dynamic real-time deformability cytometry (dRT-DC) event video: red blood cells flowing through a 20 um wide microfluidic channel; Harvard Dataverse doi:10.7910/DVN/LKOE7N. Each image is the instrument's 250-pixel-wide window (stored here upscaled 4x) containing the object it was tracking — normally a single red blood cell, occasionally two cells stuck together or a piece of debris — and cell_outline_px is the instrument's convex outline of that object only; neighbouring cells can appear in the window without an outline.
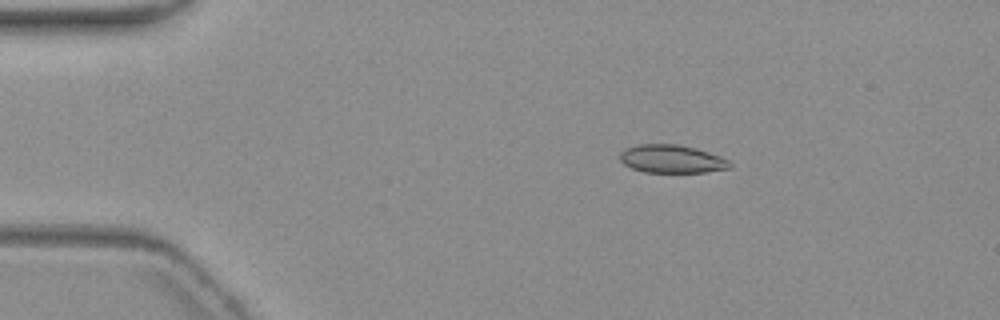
{"species": "common noctule bat (a hibernating species)", "species_latin": "Nyctalus noctula", "temperature_condition": "warm", "stored_images_in_passage": 4, "camera_frame_rate_fps": 3000, "um_per_image_px": 0.085, "animal": {"sex": "female", "body_mass_g": 19.3, "forearm_length_mm": 54.1}, "frame": {"image": 1, "passage_image": 1, "time_ms": 0.0, "image_size_px": [1000, 320], "cell_outline_px": [[732, 168], [704, 172], [644, 172], [632, 168], [624, 164], [620, 160], [620, 152], [624, 148], [636, 144], [680, 144], [696, 148], [720, 156], [728, 160], [732, 164]], "centroid_in_image_um": [57.09, 13.5], "position_along_channel_um": 27.9, "area_um2": 18.15}}
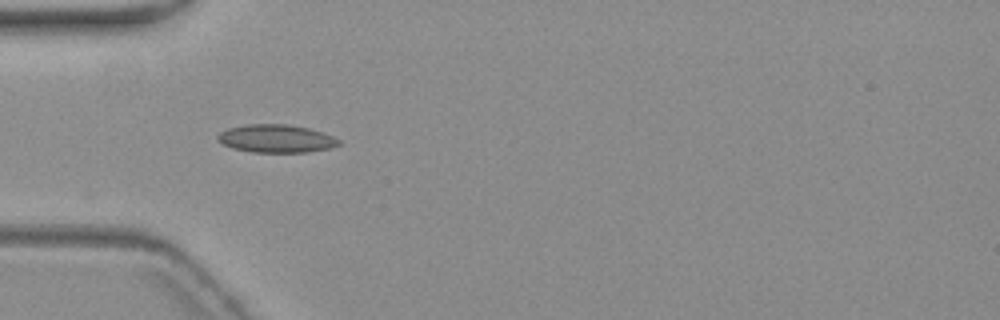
{"frame": {"image": 2, "passage_image": 3, "time_ms": 2.667, "image_size_px": [1000, 320], "cell_outline_px": [[340, 144], [332, 148], [308, 152], [252, 152], [232, 148], [216, 140], [216, 136], [220, 132], [228, 128], [248, 124], [288, 124], [308, 128], [332, 136], [340, 140]], "centroid_in_image_um": [23.46, 11.78], "position_along_channel_um": 61.5, "area_um2": 19.77}}
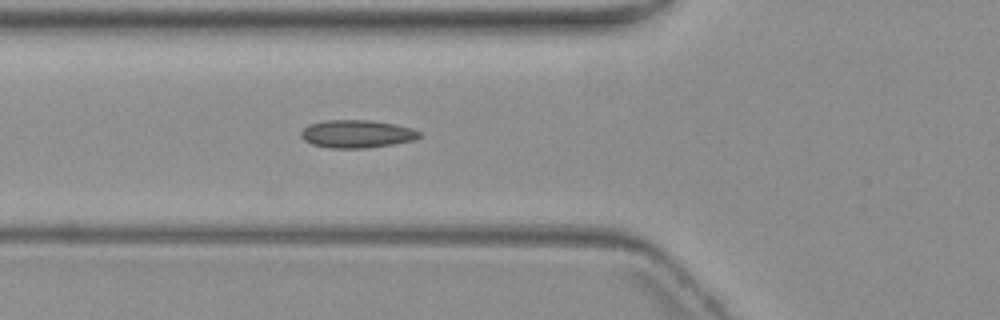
{"frame": {"image": 3, "passage_image": 4, "time_ms": 3.667, "image_size_px": [1000, 320], "cell_outline_px": [[420, 136], [412, 140], [392, 144], [368, 148], [328, 148], [312, 144], [304, 140], [300, 136], [300, 132], [308, 124], [324, 120], [368, 120], [396, 124], [412, 128], [420, 132]], "centroid_in_image_um": [30.29, 11.38], "position_along_channel_um": 95.5, "area_um2": 19.25}}